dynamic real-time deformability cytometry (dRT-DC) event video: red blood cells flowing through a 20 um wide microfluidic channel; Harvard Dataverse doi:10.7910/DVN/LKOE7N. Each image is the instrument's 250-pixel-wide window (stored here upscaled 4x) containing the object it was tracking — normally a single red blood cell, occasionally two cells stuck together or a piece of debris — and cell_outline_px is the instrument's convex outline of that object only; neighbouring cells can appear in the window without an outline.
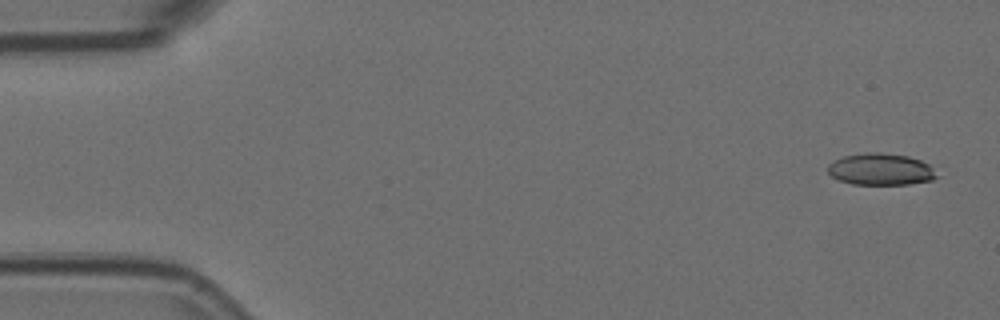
{"species": "Egyptian fruit bat (a non-hibernating species)", "species_latin": "Rousettus aegyptiacus", "temperature_condition": "room temperature", "stored_images_in_passage": 4, "camera_frame_rate_fps": 3000, "um_per_image_px": 0.085, "animal": {"sex": "female"}, "frame": {"image": 1, "passage_image": 1, "time_ms": 0.0, "image_size_px": [1000, 320], "cell_outline_px": [[940, 176], [932, 180], [908, 184], [852, 184], [840, 180], [832, 176], [828, 172], [828, 164], [844, 156], [864, 152], [880, 152], [908, 156], [920, 160], [928, 164]], "centroid_in_image_um": [74.88, 14.38], "position_along_channel_um": 10.1, "area_um2": 20.11}}
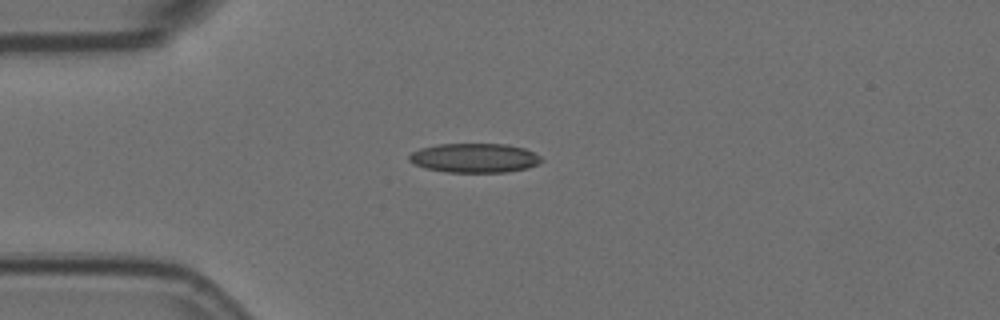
{"frame": {"image": 2, "passage_image": 4, "time_ms": 1.0, "image_size_px": [1000, 320], "cell_outline_px": [[544, 160], [540, 164], [528, 168], [508, 172], [448, 172], [424, 168], [412, 164], [408, 160], [408, 156], [412, 152], [420, 148], [436, 144], [508, 144], [524, 148], [540, 156]], "centroid_in_image_um": [40.33, 13.43], "position_along_channel_um": 44.7, "area_um2": 22.83}}